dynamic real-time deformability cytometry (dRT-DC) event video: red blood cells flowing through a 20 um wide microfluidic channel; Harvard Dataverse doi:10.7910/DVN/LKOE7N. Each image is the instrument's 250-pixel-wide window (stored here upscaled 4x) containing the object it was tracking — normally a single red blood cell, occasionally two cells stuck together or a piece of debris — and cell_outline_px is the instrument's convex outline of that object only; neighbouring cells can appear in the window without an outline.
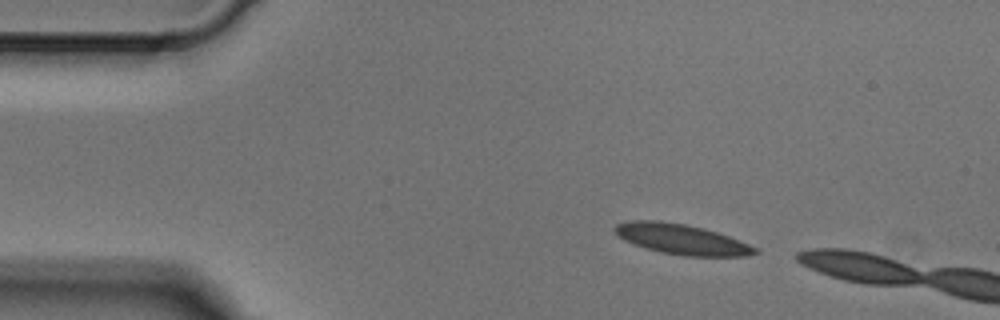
{"species": "Egyptian fruit bat (a non-hibernating species)", "species_latin": "Rousettus aegyptiacus", "temperature_condition": "cold", "stored_images_in_passage": 2, "camera_frame_rate_fps": 3000, "um_per_image_px": 0.085, "animal": {"sex": "male"}, "frame": {"image": 1, "passage_image": 1, "time_ms": 0.0, "image_size_px": [1000, 320], "cell_outline_px": [[760, 252], [748, 256], [684, 256], [660, 252], [644, 248], [632, 244], [616, 236], [612, 228], [616, 224], [628, 220], [660, 220], [684, 224], [704, 228], [728, 236], [748, 244], [756, 248]], "centroid_in_image_um": [57.86, 20.33], "position_along_channel_um": 27.1, "area_um2": 24.97}}